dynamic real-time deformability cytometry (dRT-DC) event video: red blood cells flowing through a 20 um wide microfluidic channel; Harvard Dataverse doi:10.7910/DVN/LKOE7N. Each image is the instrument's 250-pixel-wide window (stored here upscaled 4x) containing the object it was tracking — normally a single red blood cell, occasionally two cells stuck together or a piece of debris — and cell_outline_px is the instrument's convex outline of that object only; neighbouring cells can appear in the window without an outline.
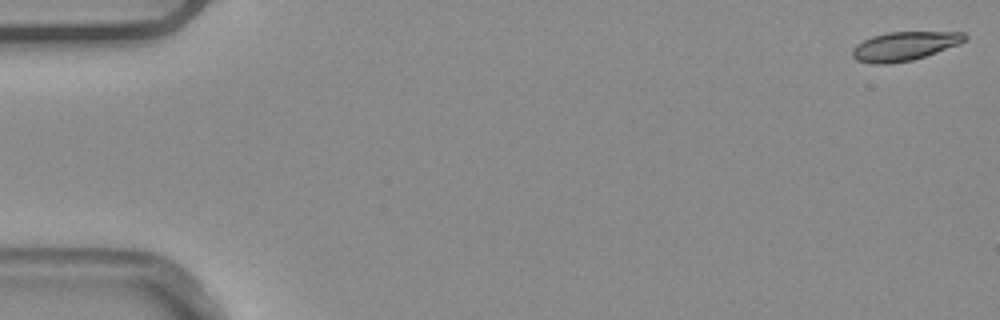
{"species": "common noctule bat (a hibernating species)", "species_latin": "Nyctalus noctula", "temperature_condition": "warm", "stored_images_in_passage": 5, "camera_frame_rate_fps": 3000, "um_per_image_px": 0.085, "animal": {"sex": "male", "body_mass_g": 20.4}, "frame": {"image": 1, "passage_image": 1, "time_ms": 0.0, "image_size_px": [1000, 320], "cell_outline_px": [[968, 36], [960, 44], [912, 60], [888, 64], [872, 64], [856, 60], [852, 56], [852, 48], [856, 44], [872, 36], [888, 32], [964, 32]], "centroid_in_image_um": [76.85, 3.92], "position_along_channel_um": 8.2, "area_um2": 18.9}}
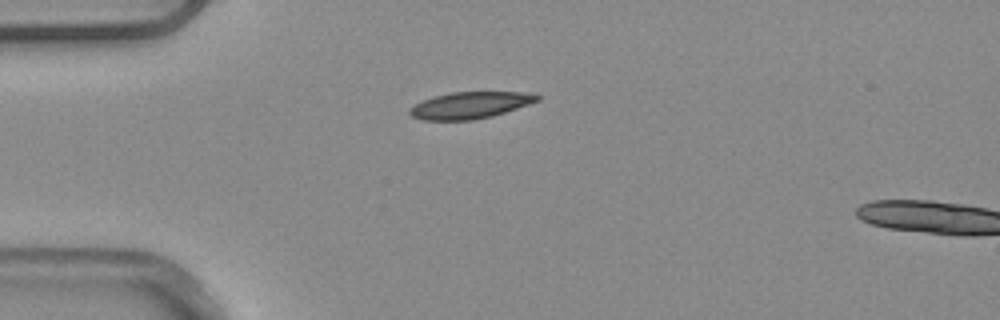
{"frame": {"image": 2, "passage_image": 4, "time_ms": 1.0, "image_size_px": [1000, 320], "cell_outline_px": [[540, 100], [492, 116], [472, 120], [420, 120], [412, 116], [408, 112], [408, 108], [424, 100], [436, 96], [452, 92], [520, 92], [540, 96]], "centroid_in_image_um": [39.91, 8.95], "position_along_channel_um": 45.1, "area_um2": 19.54}}